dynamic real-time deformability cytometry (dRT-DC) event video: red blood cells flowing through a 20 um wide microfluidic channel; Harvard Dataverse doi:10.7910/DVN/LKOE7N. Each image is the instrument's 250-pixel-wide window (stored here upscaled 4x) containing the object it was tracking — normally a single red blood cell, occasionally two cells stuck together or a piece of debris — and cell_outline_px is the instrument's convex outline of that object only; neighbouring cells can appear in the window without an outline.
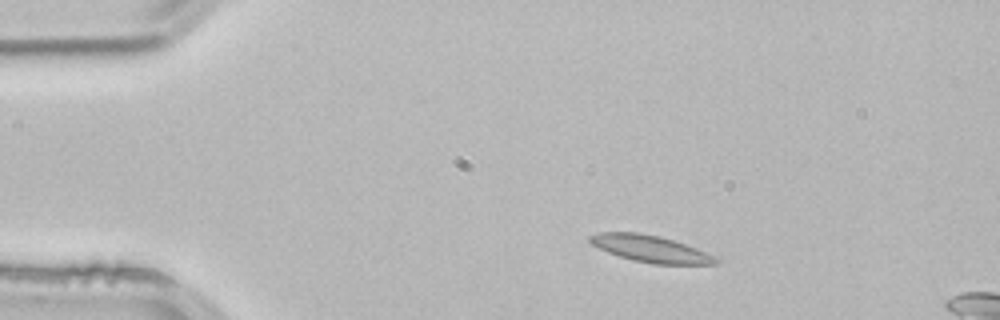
{"species": "common noctule bat (a hibernating species)", "species_latin": "Nyctalus noctula", "temperature_condition": "room temperature", "stored_images_in_passage": 2, "camera_frame_rate_fps": 3000, "um_per_image_px": 0.085, "animal": {"sex": "male", "body_mass_g": 21.5, "forearm_length_mm": 52.0}, "frame": {"image": 1, "passage_image": 1, "time_ms": 0.0, "image_size_px": [1000, 320], "cell_outline_px": [[720, 260], [716, 264], [652, 264], [632, 260], [608, 252], [592, 244], [588, 240], [588, 236], [600, 232], [636, 232], [660, 236], [696, 248], [716, 256]], "centroid_in_image_um": [55.29, 21.15], "position_along_channel_um": 29.7, "area_um2": 19.54}}